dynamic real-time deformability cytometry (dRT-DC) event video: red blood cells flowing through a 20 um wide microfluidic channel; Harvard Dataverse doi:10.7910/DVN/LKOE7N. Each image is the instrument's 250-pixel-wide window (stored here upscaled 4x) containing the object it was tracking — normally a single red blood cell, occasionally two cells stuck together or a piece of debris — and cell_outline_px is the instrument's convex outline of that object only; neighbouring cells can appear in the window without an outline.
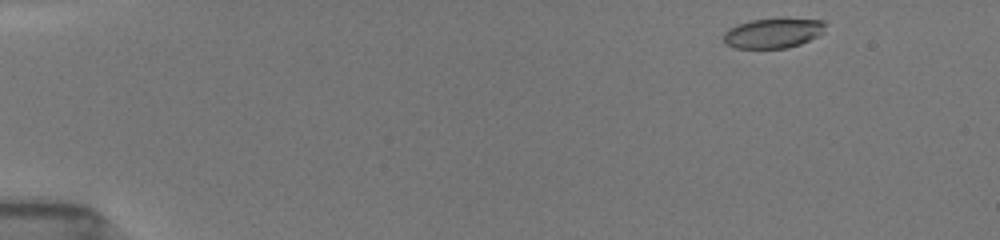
{"species": "common noctule bat (a hibernating species)", "species_latin": "Nyctalus noctula", "temperature_condition": "room temperature", "stored_images_in_passage": 40, "camera_frame_rate_fps": 3000, "um_per_image_px": 0.085, "animal": {"sex": "female", "body_mass_g": 19.5, "forearm_length_mm": 54.1}, "frame": {"image": 1, "passage_image": 1, "time_ms": 0.0, "image_size_px": [1000, 240], "cell_outline_px": [[828, 24], [824, 32], [800, 44], [788, 48], [736, 48], [724, 44], [724, 32], [728, 28], [736, 24], [752, 20], [780, 16], [784, 16], [824, 20]], "centroid_in_image_um": [65.75, 2.76], "position_along_channel_um": 19.2, "area_um2": 18.55}}
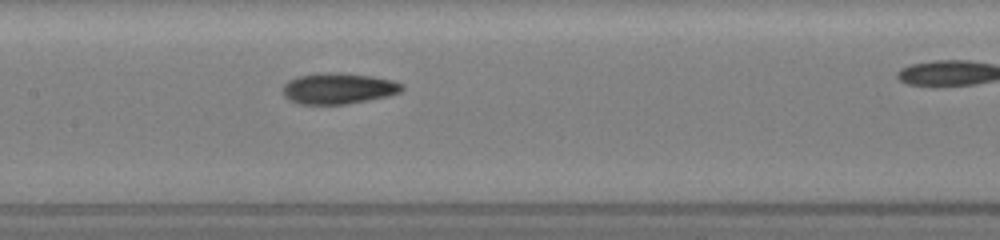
{"frame": {"image": 2, "passage_image": 17, "time_ms": 7.0, "image_size_px": [1000, 240], "cell_outline_px": [[404, 88], [400, 92], [388, 96], [348, 104], [300, 104], [288, 100], [284, 96], [284, 84], [288, 80], [296, 76], [320, 72], [340, 72], [372, 76], [392, 80], [404, 84]], "centroid_in_image_um": [28.76, 7.51], "position_along_channel_um": 178.6, "area_um2": 21.79}}
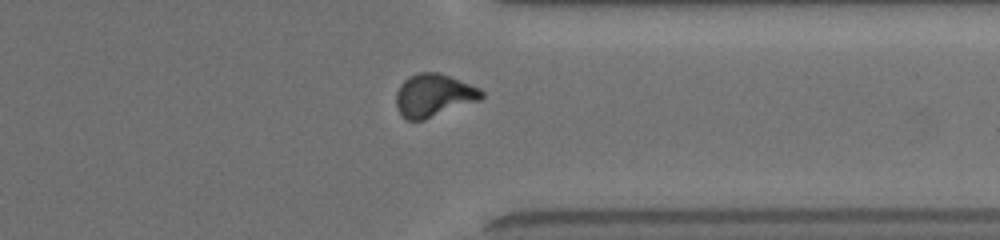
{"frame": {"image": 3, "passage_image": 39, "time_ms": 12.0, "image_size_px": [1000, 240], "cell_outline_px": [[484, 96], [480, 100], [424, 120], [408, 120], [400, 112], [396, 104], [396, 92], [400, 84], [408, 76], [420, 72], [436, 72], [460, 80], [480, 88], [484, 92]], "centroid_in_image_um": [36.87, 8.1], "position_along_channel_um": 374.5, "area_um2": 21.21}}